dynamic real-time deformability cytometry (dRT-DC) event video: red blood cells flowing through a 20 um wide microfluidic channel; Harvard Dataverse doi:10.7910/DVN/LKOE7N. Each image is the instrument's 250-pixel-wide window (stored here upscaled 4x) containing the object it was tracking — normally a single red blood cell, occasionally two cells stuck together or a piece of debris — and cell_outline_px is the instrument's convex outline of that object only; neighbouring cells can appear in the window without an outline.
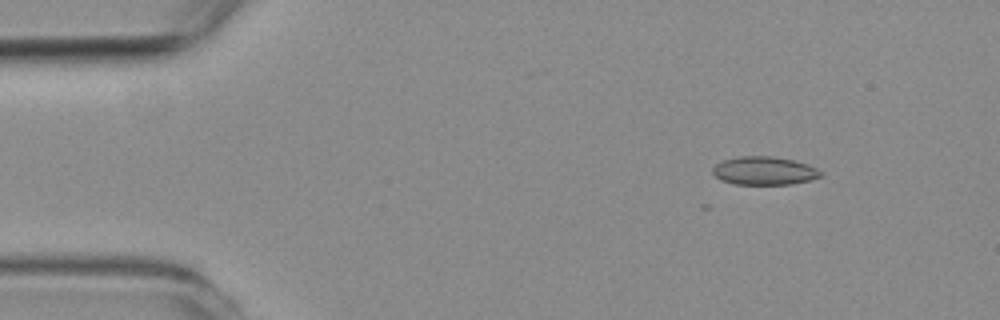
{"species": "common noctule bat (a hibernating species)", "species_latin": "Nyctalus noctula", "temperature_condition": "room temperature", "stored_images_in_passage": 4, "camera_frame_rate_fps": 3000, "um_per_image_px": 0.085, "animal": {"sex": "female", "body_mass_g": 19.3, "forearm_length_mm": 54.1}, "frame": {"image": 1, "passage_image": 1, "time_ms": 0.0, "image_size_px": [1000, 320], "cell_outline_px": [[824, 172], [820, 176], [808, 180], [792, 184], [732, 184], [720, 180], [712, 172], [712, 168], [716, 164], [724, 160], [740, 156], [772, 156], [792, 160], [808, 164]], "centroid_in_image_um": [64.94, 14.51], "position_along_channel_um": 20.1, "area_um2": 17.74}}